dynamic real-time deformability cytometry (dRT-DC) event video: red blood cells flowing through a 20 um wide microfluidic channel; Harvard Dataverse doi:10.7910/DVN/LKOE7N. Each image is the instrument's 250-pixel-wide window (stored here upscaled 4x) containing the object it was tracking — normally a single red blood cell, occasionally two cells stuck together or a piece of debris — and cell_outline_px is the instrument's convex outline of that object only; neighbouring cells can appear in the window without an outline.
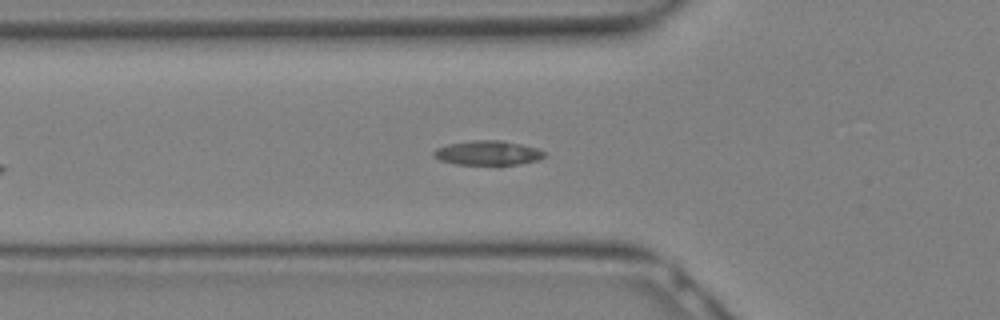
{"species": "Egyptian fruit bat (a non-hibernating species)", "species_latin": "Rousettus aegyptiacus", "temperature_condition": "warm", "stored_images_in_passage": 21, "camera_frame_rate_fps": 3000, "um_per_image_px": 0.085, "animal": {"sex": "female"}, "frame": {"image": 1, "passage_image": 3, "time_ms": 0.667, "image_size_px": [1000, 320], "cell_outline_px": [[544, 156], [540, 160], [520, 164], [456, 164], [440, 160], [432, 156], [432, 152], [436, 148], [448, 144], [472, 140], [500, 140], [520, 144], [536, 148], [544, 152]], "centroid_in_image_um": [41.43, 12.99], "position_along_channel_um": 84.4, "area_um2": 15.66}}
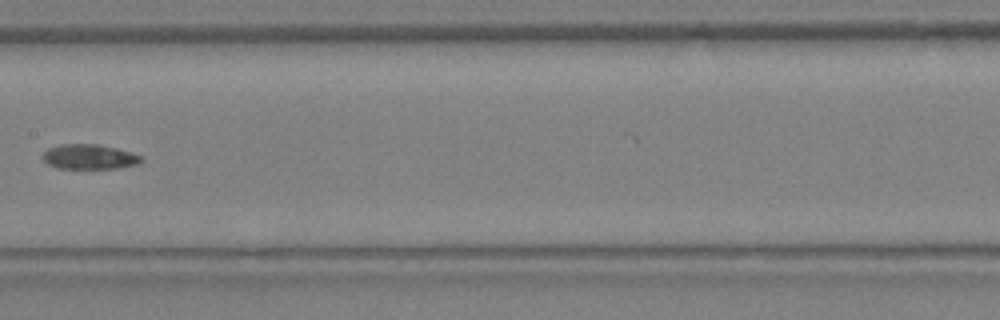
{"frame": {"image": 2, "passage_image": 8, "time_ms": 2.333, "image_size_px": [1000, 320], "cell_outline_px": [[144, 160], [136, 164], [116, 168], [56, 168], [48, 164], [40, 156], [48, 148], [60, 144], [96, 144], [116, 148], [140, 156]], "centroid_in_image_um": [7.53, 13.32], "position_along_channel_um": 199.9, "area_um2": 14.1}}
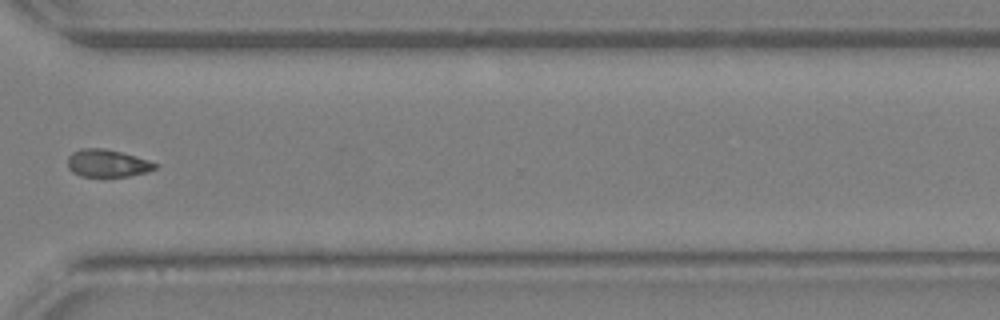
{"frame": {"image": 3, "passage_image": 15, "time_ms": 4.667, "image_size_px": [1000, 320], "cell_outline_px": [[160, 164], [156, 168], [144, 172], [128, 176], [104, 180], [80, 176], [72, 172], [68, 168], [68, 156], [72, 152], [80, 148], [104, 148], [136, 156]], "centroid_in_image_um": [9.09, 13.92], "position_along_channel_um": 361.5, "area_um2": 14.68}}